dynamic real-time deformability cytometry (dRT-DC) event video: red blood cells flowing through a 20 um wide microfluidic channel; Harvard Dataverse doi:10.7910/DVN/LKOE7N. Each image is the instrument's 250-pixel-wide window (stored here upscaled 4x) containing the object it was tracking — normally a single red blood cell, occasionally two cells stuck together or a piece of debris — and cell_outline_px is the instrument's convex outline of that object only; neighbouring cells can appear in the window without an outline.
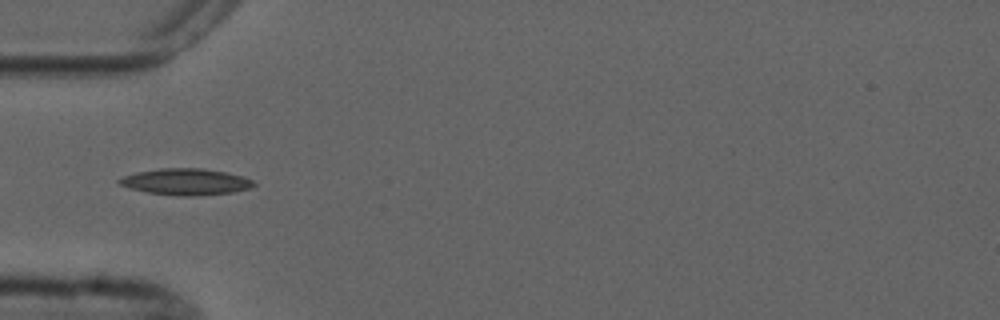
{"species": "common noctule bat (a hibernating species)", "species_latin": "Nyctalus noctula", "temperature_condition": "cold", "stored_images_in_passage": 7, "camera_frame_rate_fps": 3000, "um_per_image_px": 0.085, "animal": {"sex": "male", "forearm_length_mm": 52.5}, "frame": {"image": 1, "passage_image": 5, "time_ms": 5.333, "image_size_px": [1000, 320], "cell_outline_px": [[256, 184], [252, 188], [232, 192], [192, 196], [180, 196], [148, 192], [132, 188], [120, 184], [116, 180], [124, 176], [136, 172], [160, 168], [200, 168], [224, 172], [244, 176], [252, 180]], "centroid_in_image_um": [15.82, 15.44], "position_along_channel_um": 69.2, "area_um2": 20.52}}
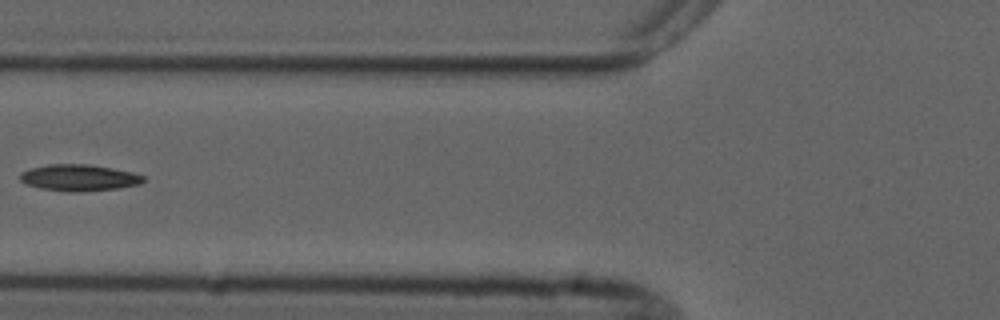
{"frame": {"image": 2, "passage_image": 6, "time_ms": 6.667, "image_size_px": [1000, 320], "cell_outline_px": [[144, 180], [140, 184], [120, 188], [80, 192], [68, 192], [40, 188], [28, 184], [20, 180], [20, 172], [32, 168], [48, 164], [88, 164], [112, 168], [132, 172], [144, 176]], "centroid_in_image_um": [6.73, 15.11], "position_along_channel_um": 119.1, "area_um2": 19.02}}
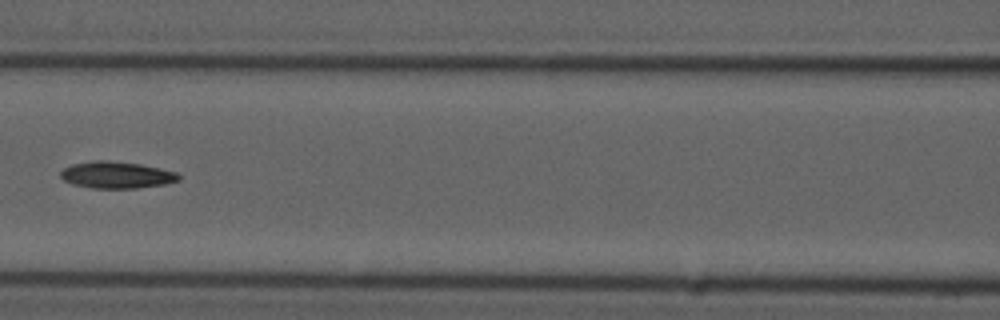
{"frame": {"image": 3, "passage_image": 7, "time_ms": 7.667, "image_size_px": [1000, 320], "cell_outline_px": [[180, 180], [164, 184], [136, 188], [92, 188], [72, 184], [64, 180], [60, 176], [60, 172], [64, 168], [72, 164], [92, 160], [108, 160], [140, 164], [160, 168], [176, 172], [180, 176]], "centroid_in_image_um": [9.89, 14.86], "position_along_channel_um": 156.7, "area_um2": 18.44}}